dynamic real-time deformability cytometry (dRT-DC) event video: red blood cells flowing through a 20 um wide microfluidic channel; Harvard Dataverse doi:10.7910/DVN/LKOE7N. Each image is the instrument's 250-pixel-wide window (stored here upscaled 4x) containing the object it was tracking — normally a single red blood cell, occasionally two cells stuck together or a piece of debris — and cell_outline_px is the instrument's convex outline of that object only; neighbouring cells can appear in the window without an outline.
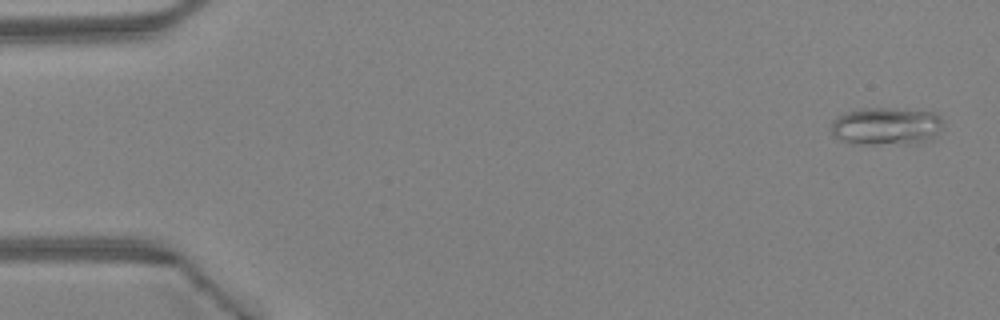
{"species": "Egyptian fruit bat (a non-hibernating species)", "species_latin": "Rousettus aegyptiacus", "temperature_condition": "warm", "stored_images_in_passage": 44, "camera_frame_rate_fps": 3000, "um_per_image_px": 0.085, "animal": {"sex": "female"}, "frame": {"image": 1, "passage_image": 1, "time_ms": 0.0, "image_size_px": [1000, 320], "cell_outline_px": [[944, 124], [936, 136], [932, 140], [920, 144], [852, 144], [840, 140], [832, 136], [832, 120], [836, 116], [860, 108], [888, 108], [932, 112], [940, 116]], "centroid_in_image_um": [75.35, 10.75], "position_along_channel_um": 9.7, "area_um2": 25.14}}
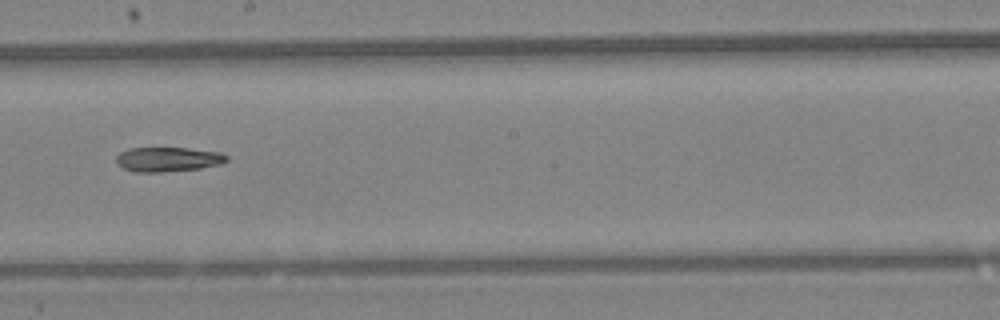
{"frame": {"image": 2, "passage_image": 25, "time_ms": 8.0, "image_size_px": [1000, 320], "cell_outline_px": [[228, 160], [220, 164], [200, 168], [160, 172], [136, 172], [124, 168], [116, 164], [116, 156], [120, 152], [128, 148], [188, 148], [220, 152], [228, 156]], "centroid_in_image_um": [14.26, 13.54], "position_along_channel_um": 233.9, "area_um2": 15.78}}
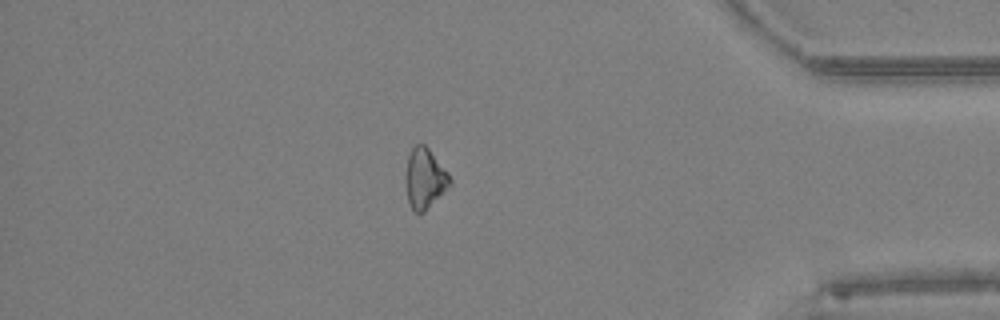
{"frame": {"image": 3, "passage_image": 38, "time_ms": 12.333, "image_size_px": [1000, 320], "cell_outline_px": [[452, 184], [424, 212], [416, 212], [412, 208], [408, 200], [404, 176], [404, 172], [408, 156], [412, 148], [416, 144], [424, 144], [428, 148], [448, 172], [452, 180]], "centroid_in_image_um": [36.1, 15.15], "position_along_channel_um": 399.1, "area_um2": 15.61}}